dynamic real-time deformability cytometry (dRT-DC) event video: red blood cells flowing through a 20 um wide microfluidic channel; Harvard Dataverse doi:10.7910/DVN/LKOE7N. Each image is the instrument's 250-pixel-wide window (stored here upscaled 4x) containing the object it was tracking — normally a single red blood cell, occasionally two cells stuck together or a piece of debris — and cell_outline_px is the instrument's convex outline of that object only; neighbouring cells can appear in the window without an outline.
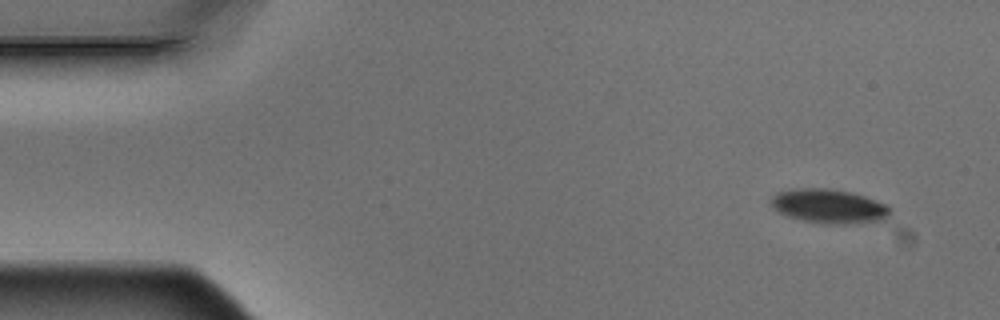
{"species": "Egyptian fruit bat (a non-hibernating species)", "species_latin": "Rousettus aegyptiacus", "temperature_condition": "warm", "stored_images_in_passage": 5, "camera_frame_rate_fps": 3000, "um_per_image_px": 0.085, "animal": {"sex": "male"}, "frame": {"image": 1, "passage_image": 1, "time_ms": 0.0, "image_size_px": [1000, 320], "cell_outline_px": [[888, 216], [884, 220], [844, 224], [824, 224], [804, 220], [788, 216], [772, 208], [772, 196], [776, 192], [792, 188], [832, 188], [852, 192], [864, 196], [884, 204], [888, 208]], "centroid_in_image_um": [70.41, 17.51], "position_along_channel_um": 14.6, "area_um2": 23.58}}
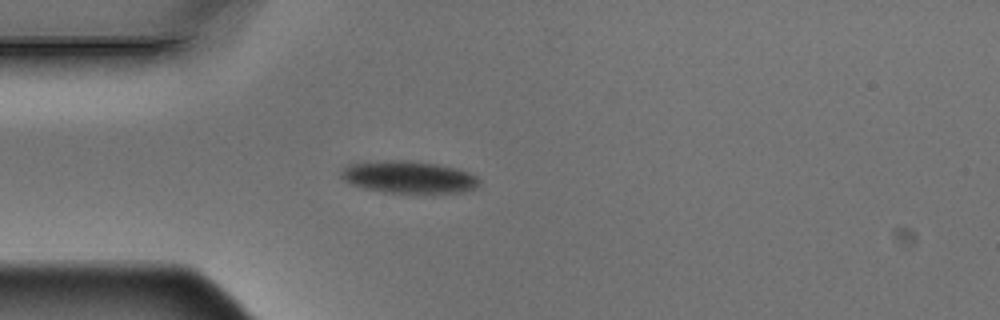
{"frame": {"image": 2, "passage_image": 4, "time_ms": 1.0, "image_size_px": [1000, 320], "cell_outline_px": [[480, 184], [476, 188], [464, 192], [384, 192], [364, 188], [352, 184], [344, 180], [340, 176], [340, 172], [348, 164], [384, 160], [412, 160], [440, 164], [456, 168], [468, 172], [476, 176], [480, 180]], "centroid_in_image_um": [34.75, 15.03], "position_along_channel_um": 50.2, "area_um2": 25.95}}